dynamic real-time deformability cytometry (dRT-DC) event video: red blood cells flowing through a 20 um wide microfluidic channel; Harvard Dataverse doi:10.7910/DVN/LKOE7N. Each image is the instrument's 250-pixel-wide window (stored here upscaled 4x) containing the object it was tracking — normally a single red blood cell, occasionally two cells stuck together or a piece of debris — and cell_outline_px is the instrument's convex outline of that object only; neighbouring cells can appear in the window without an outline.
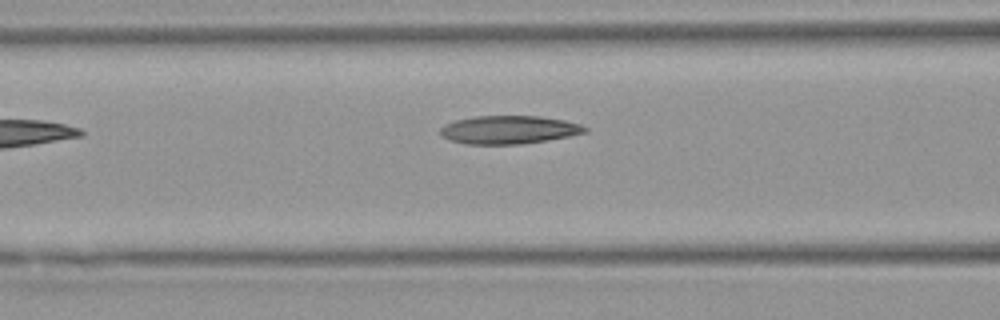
{"species": "Egyptian fruit bat (a non-hibernating species)", "species_latin": "Rousettus aegyptiacus", "temperature_condition": "warm", "stored_images_in_passage": 6, "camera_frame_rate_fps": 3000, "um_per_image_px": 0.085, "animal": {"sex": "female"}, "frame": {"image": 1, "passage_image": 6, "time_ms": 6.0, "image_size_px": [1000, 320], "cell_outline_px": [[588, 132], [568, 136], [520, 144], [464, 144], [448, 140], [440, 136], [440, 128], [444, 124], [456, 120], [476, 116], [540, 116], [564, 120], [580, 124], [588, 128]], "centroid_in_image_um": [43.21, 11.03], "position_along_channel_um": 123.4, "area_um2": 23.81}}